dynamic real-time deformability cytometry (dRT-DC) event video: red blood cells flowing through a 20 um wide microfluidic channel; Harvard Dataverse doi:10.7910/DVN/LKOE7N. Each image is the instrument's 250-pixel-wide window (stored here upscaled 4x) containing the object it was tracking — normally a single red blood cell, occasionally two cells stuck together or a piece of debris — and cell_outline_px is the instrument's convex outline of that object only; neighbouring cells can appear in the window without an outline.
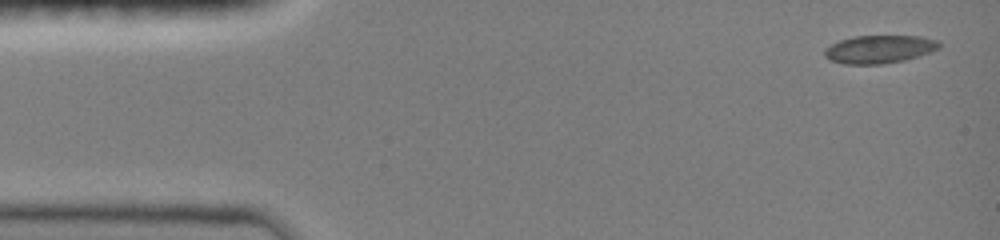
{"species": "common noctule bat (a hibernating species)", "species_latin": "Nyctalus noctula", "temperature_condition": "room temperature", "stored_images_in_passage": 20, "camera_frame_rate_fps": 3000, "um_per_image_px": 0.085, "animal": {"sex": "female", "body_mass_g": 19.0, "forearm_length_mm": 51.5}, "frame": {"image": 1, "passage_image": 1, "time_ms": 0.0, "image_size_px": [1000, 240], "cell_outline_px": [[940, 48], [904, 60], [880, 64], [844, 64], [832, 60], [824, 56], [824, 48], [840, 40], [852, 36], [920, 36], [940, 40]], "centroid_in_image_um": [74.73, 4.17], "position_along_channel_um": 10.3, "area_um2": 18.61}}
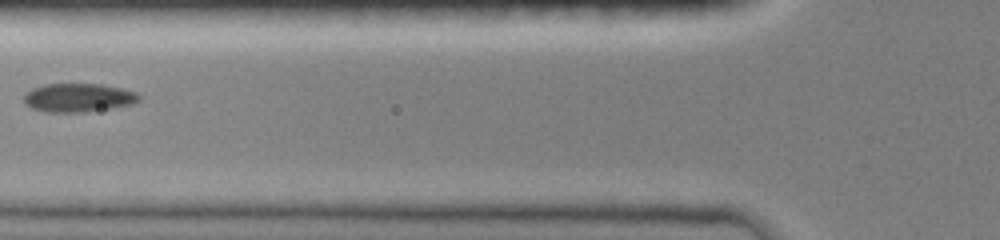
{"frame": {"image": 2, "passage_image": 9, "time_ms": 5.333, "image_size_px": [1000, 240], "cell_outline_px": [[140, 100], [132, 104], [112, 108], [84, 112], [48, 112], [32, 108], [24, 104], [24, 96], [32, 88], [44, 84], [100, 84], [120, 88], [136, 92], [140, 96]], "centroid_in_image_um": [6.66, 8.3], "position_along_channel_um": 119.1, "area_um2": 19.13}}
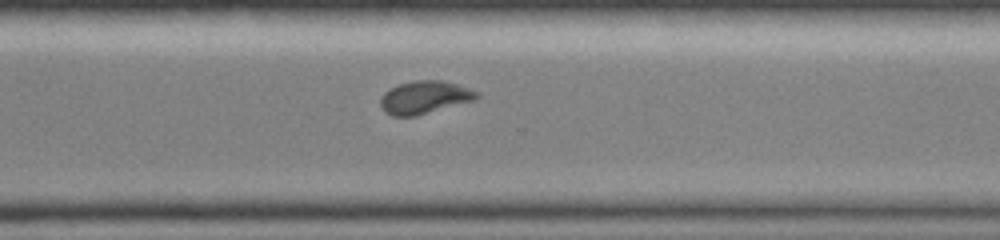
{"frame": {"image": 3, "passage_image": 20, "time_ms": 10.667, "image_size_px": [1000, 240], "cell_outline_px": [[480, 96], [476, 100], [416, 116], [392, 116], [384, 112], [380, 104], [380, 96], [388, 88], [400, 84], [416, 80], [444, 80], [480, 92]], "centroid_in_image_um": [36.09, 8.28], "position_along_channel_um": 334.5, "area_um2": 18.67}}